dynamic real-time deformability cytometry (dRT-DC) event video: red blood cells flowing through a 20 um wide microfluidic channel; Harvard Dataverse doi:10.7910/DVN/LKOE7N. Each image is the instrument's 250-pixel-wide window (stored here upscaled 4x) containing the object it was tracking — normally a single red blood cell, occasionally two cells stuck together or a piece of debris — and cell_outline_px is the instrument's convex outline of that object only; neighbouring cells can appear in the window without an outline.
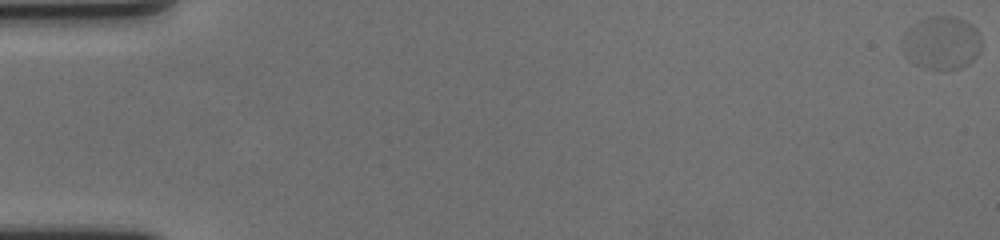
{"species": "human", "species_latin": "Homo sapiens", "temperature_condition": "cold", "stored_images_in_passage": 61, "camera_frame_rate_fps": 3000, "um_per_image_px": 0.085, "donor": {"sex": "female"}, "frame": {"image": 1, "passage_image": 1, "time_ms": 0.0, "image_size_px": [1000, 240], "cell_outline_px": [[980, 52], [968, 64], [944, 72], [924, 68], [908, 60], [900, 44], [900, 40], [904, 32], [916, 20], [928, 16], [956, 16], [972, 24], [980, 32]], "centroid_in_image_um": [79.99, 3.64], "position_along_channel_um": 5.0, "area_um2": 25.32}}
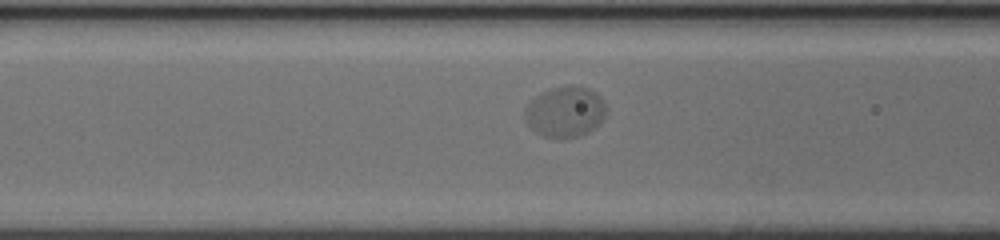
{"frame": {"image": 2, "passage_image": 27, "time_ms": 8.667, "image_size_px": [1000, 240], "cell_outline_px": [[604, 116], [600, 124], [588, 132], [580, 136], [568, 140], [560, 140], [544, 136], [536, 132], [528, 124], [524, 116], [524, 108], [536, 96], [548, 88], [564, 84], [568, 84], [592, 88], [604, 100]], "centroid_in_image_um": [48.04, 9.5], "position_along_channel_um": 118.6, "area_um2": 24.68}}
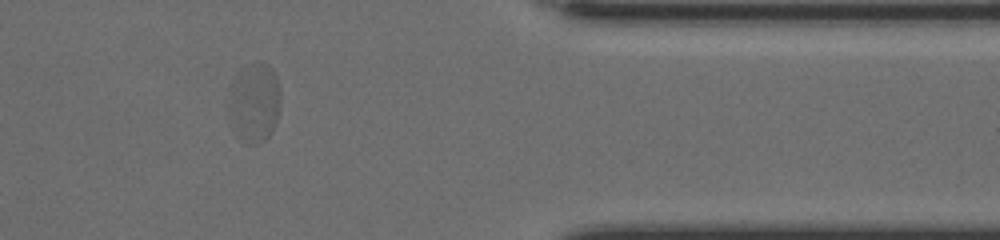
{"frame": {"image": 3, "passage_image": 52, "time_ms": 17.0, "image_size_px": [1000, 240], "cell_outline_px": [[280, 104], [276, 120], [268, 136], [264, 140], [256, 144], [252, 144], [236, 136], [228, 124], [228, 96], [232, 84], [256, 60], [268, 64], [272, 68], [276, 76], [280, 92]], "centroid_in_image_um": [21.6, 8.77], "position_along_channel_um": 389.8, "area_um2": 23.81}, "authors_computed_cell_mechanics": {"area_um2": 24.1026, "velocity_mm_per_s": 3.496, "shape_relaxation_time_tau1_ms": 1.2659, "shape_relaxation_time_tau2_ms": 5.9914, "deformation_change_tau1": 0.0356, "deformation_change_tau2": 0.012}}